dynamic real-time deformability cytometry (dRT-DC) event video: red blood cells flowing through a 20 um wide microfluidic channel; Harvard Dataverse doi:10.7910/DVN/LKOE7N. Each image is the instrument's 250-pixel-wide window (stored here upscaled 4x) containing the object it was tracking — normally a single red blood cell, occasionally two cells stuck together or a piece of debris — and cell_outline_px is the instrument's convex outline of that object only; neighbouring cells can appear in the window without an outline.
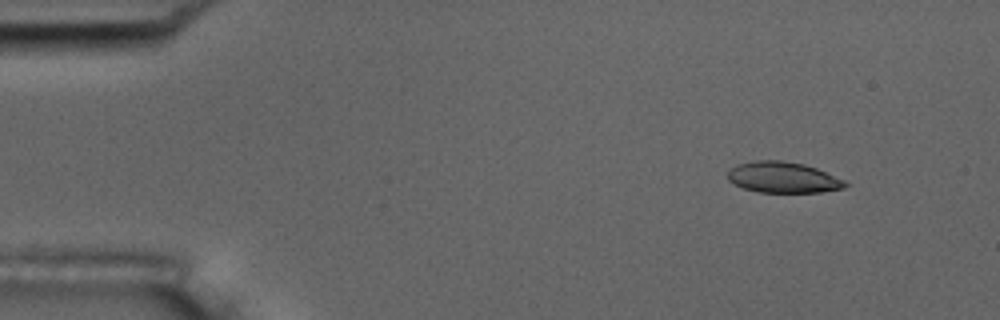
{"species": "common noctule bat (a hibernating species)", "species_latin": "Nyctalus noctula", "temperature_condition": "room temperature", "stored_images_in_passage": 53, "camera_frame_rate_fps": 3000, "um_per_image_px": 0.085, "animal": {"sex": "male", "body_mass_g": 17.5, "forearm_length_mm": 52.3}, "frame": {"image": 1, "passage_image": 5, "time_ms": 1.333, "image_size_px": [1000, 320], "cell_outline_px": [[848, 184], [844, 188], [820, 192], [756, 192], [744, 188], [728, 180], [728, 172], [736, 164], [756, 160], [780, 160], [804, 164], [816, 168], [844, 180]], "centroid_in_image_um": [66.55, 15.07], "position_along_channel_um": 18.5, "area_um2": 21.04}}
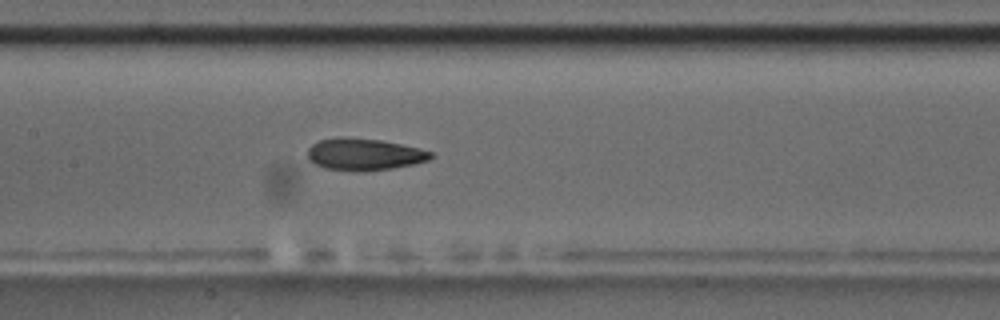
{"frame": {"image": 2, "passage_image": 25, "time_ms": 8.0, "image_size_px": [1000, 320], "cell_outline_px": [[436, 156], [428, 160], [412, 164], [392, 168], [360, 172], [324, 168], [312, 164], [308, 160], [308, 148], [312, 144], [320, 140], [336, 136], [344, 136], [380, 140], [420, 148], [432, 152]], "centroid_in_image_um": [30.92, 13.11], "position_along_channel_um": 176.5, "area_um2": 23.24}}
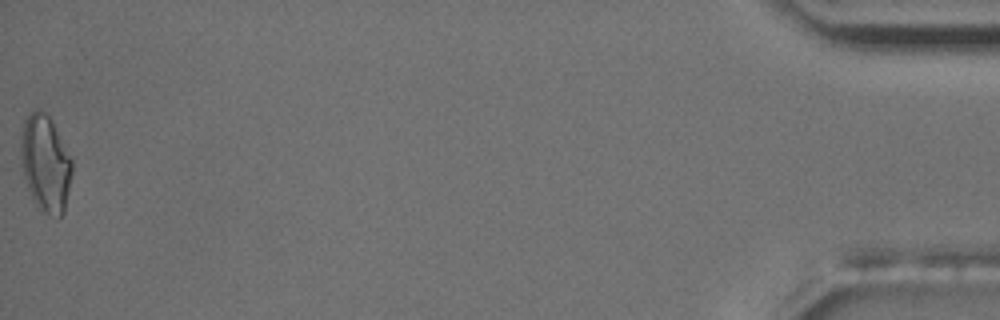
{"frame": {"image": 3, "passage_image": 53, "time_ms": 17.333, "image_size_px": [1000, 320], "cell_outline_px": [[72, 172], [64, 212], [60, 216], [44, 212], [32, 200], [24, 176], [20, 160], [20, 128], [24, 120], [32, 108], [40, 108], [52, 120], [72, 160]], "centroid_in_image_um": [3.82, 13.81], "position_along_channel_um": 431.4, "area_um2": 29.07}, "authors_computed_cell_mechanics": {"area_um2": 22.5998, "velocity_mm_per_s": 3.7771, "shape_relaxation_time_tau1_ms": 6.2339, "shape_relaxation_time_tau2_ms": 3.5941, "deformation_change_tau1": 0.1847, "deformation_change_tau2": 0.1238}}